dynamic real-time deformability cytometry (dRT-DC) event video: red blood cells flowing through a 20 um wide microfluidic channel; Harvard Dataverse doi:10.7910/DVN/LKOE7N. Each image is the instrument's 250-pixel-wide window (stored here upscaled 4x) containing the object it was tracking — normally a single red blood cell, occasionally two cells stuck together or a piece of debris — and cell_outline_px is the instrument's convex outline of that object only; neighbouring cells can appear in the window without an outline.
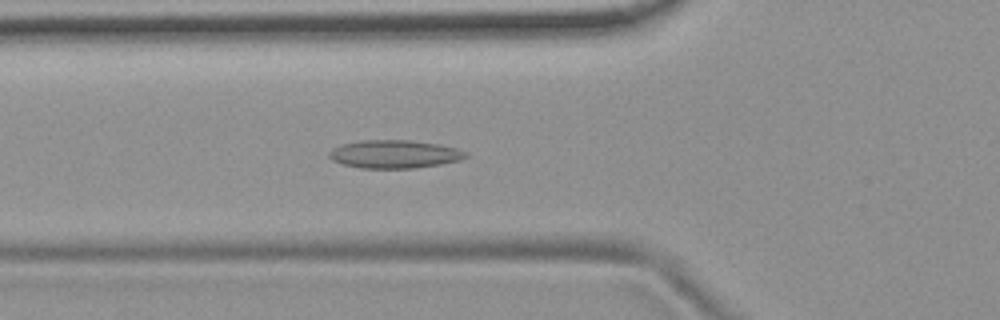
{"species": "common noctule bat (a hibernating species)", "species_latin": "Nyctalus noctula", "temperature_condition": "room temperature", "stored_images_in_passage": 53, "camera_frame_rate_fps": 3000, "um_per_image_px": 0.085, "animal": {"sex": "female", "body_mass_g": 19.9}, "frame": {"image": 1, "passage_image": 18, "time_ms": 5.667, "image_size_px": [1000, 320], "cell_outline_px": [[468, 156], [460, 160], [440, 164], [416, 168], [360, 168], [340, 164], [332, 160], [328, 156], [328, 152], [332, 148], [340, 144], [360, 140], [408, 140], [440, 144], [456, 148], [464, 152]], "centroid_in_image_um": [33.46, 13.1], "position_along_channel_um": 92.3, "area_um2": 22.54}}
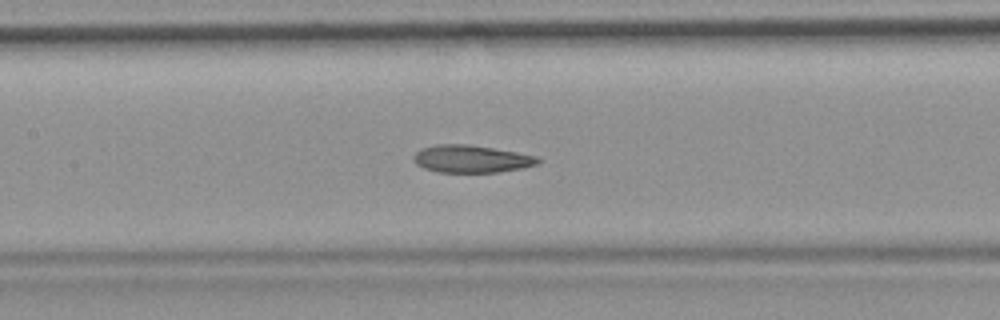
{"frame": {"image": 2, "passage_image": 24, "time_ms": 7.667, "image_size_px": [1000, 320], "cell_outline_px": [[540, 164], [500, 172], [436, 172], [424, 168], [416, 164], [412, 160], [416, 152], [420, 148], [436, 144], [468, 144], [516, 152], [536, 156], [540, 160]], "centroid_in_image_um": [40.03, 13.5], "position_along_channel_um": 167.4, "area_um2": 19.94}}
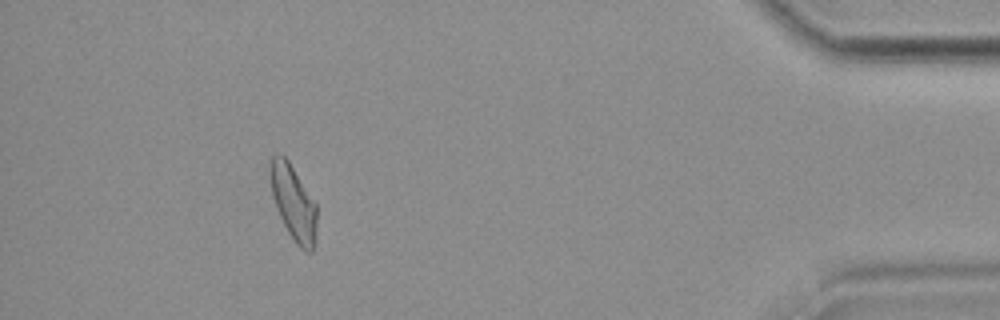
{"frame": {"image": 3, "passage_image": 48, "time_ms": 15.667, "image_size_px": [1000, 320], "cell_outline_px": [[316, 240], [312, 252], [308, 252], [300, 248], [296, 244], [288, 232], [276, 208], [272, 196], [268, 168], [268, 164], [272, 156], [276, 152], [280, 152], [288, 160], [316, 204]], "centroid_in_image_um": [24.91, 17.2], "position_along_channel_um": 410.3, "area_um2": 20.58}, "authors_computed_cell_mechanics": {"area_um2": 20.808, "velocity_mm_per_s": 3.7421, "shape_relaxation_time_tau1_ms": null, "shape_relaxation_time_tau2_ms": 4.2463, "deformation_change_tau1": null, "deformation_change_tau2": 0.1127}}